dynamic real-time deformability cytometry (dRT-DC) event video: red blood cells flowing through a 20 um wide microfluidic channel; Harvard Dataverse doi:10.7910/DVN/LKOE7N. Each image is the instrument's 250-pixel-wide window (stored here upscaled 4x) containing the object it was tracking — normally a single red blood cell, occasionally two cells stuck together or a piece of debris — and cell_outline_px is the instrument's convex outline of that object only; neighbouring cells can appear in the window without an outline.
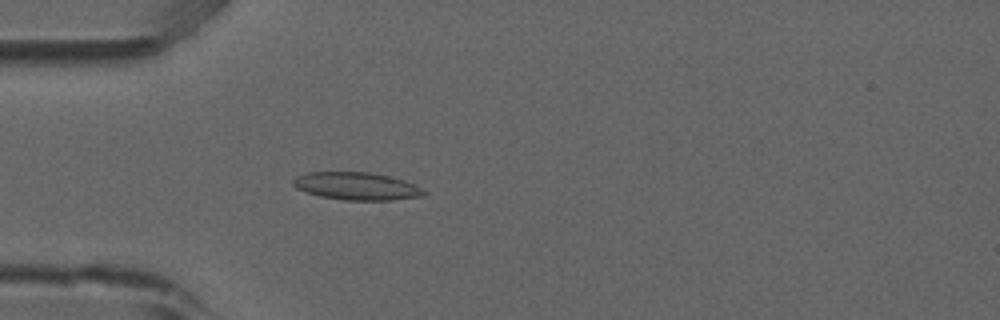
{"species": "common noctule bat (a hibernating species)", "species_latin": "Nyctalus noctula", "temperature_condition": "room temperature", "stored_images_in_passage": 5, "camera_frame_rate_fps": 3000, "um_per_image_px": 0.085, "animal": {"sex": "male", "forearm_length_mm": 52.5}, "frame": {"image": 1, "passage_image": 5, "time_ms": 1.333, "image_size_px": [1000, 320], "cell_outline_px": [[428, 192], [424, 196], [392, 200], [344, 200], [320, 196], [304, 192], [296, 188], [292, 184], [292, 180], [296, 176], [304, 172], [368, 172], [388, 176], [404, 180]], "centroid_in_image_um": [30.27, 15.82], "position_along_channel_um": 54.7, "area_um2": 21.15}}